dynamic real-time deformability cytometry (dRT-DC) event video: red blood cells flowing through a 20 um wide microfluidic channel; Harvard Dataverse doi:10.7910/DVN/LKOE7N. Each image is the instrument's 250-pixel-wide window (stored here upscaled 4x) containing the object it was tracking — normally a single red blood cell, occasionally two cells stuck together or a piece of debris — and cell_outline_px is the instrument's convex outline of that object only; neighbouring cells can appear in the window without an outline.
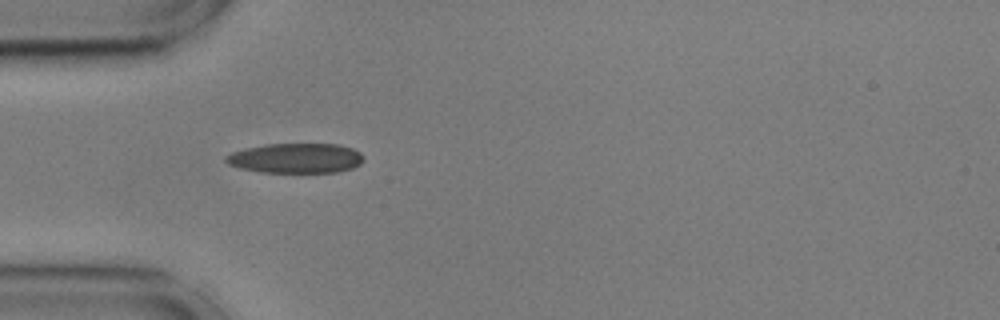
{"species": "common noctule bat (a hibernating species)", "species_latin": "Nyctalus noctula", "temperature_condition": "cold", "stored_images_in_passage": 32, "camera_frame_rate_fps": 3000, "um_per_image_px": 0.085, "animal": {"sex": "male", "body_mass_g": 17.9, "forearm_length_mm": 54.2}, "frame": {"image": 1, "passage_image": 1, "time_ms": 0.0, "image_size_px": [1000, 320], "cell_outline_px": [[364, 160], [360, 164], [352, 168], [340, 172], [260, 172], [240, 168], [228, 164], [224, 160], [224, 156], [232, 152], [244, 148], [268, 144], [336, 144], [352, 148], [360, 152], [364, 156]], "centroid_in_image_um": [25.14, 13.44], "position_along_channel_um": 59.9, "area_um2": 24.1}, "authors_computed_cell_mechanics": {"area_um2": 23.4668, "velocity_mm_per_s": 3.6242, "shape_relaxation_time_tau1_ms": 8.9336, "shape_relaxation_time_tau2_ms": 3.0144, "deformation_change_tau1": 0.1623, "deformation_change_tau2": 0.0998}}